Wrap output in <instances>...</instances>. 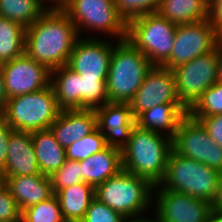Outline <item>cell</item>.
<instances>
[{
    "instance_id": "obj_1",
    "label": "cell",
    "mask_w": 222,
    "mask_h": 222,
    "mask_svg": "<svg viewBox=\"0 0 222 222\" xmlns=\"http://www.w3.org/2000/svg\"><path fill=\"white\" fill-rule=\"evenodd\" d=\"M78 38L74 23L62 9H47L26 28L25 53L52 71L67 65Z\"/></svg>"
},
{
    "instance_id": "obj_2",
    "label": "cell",
    "mask_w": 222,
    "mask_h": 222,
    "mask_svg": "<svg viewBox=\"0 0 222 222\" xmlns=\"http://www.w3.org/2000/svg\"><path fill=\"white\" fill-rule=\"evenodd\" d=\"M171 150V138L135 124L128 143L121 150L122 169L158 185L164 177Z\"/></svg>"
},
{
    "instance_id": "obj_3",
    "label": "cell",
    "mask_w": 222,
    "mask_h": 222,
    "mask_svg": "<svg viewBox=\"0 0 222 222\" xmlns=\"http://www.w3.org/2000/svg\"><path fill=\"white\" fill-rule=\"evenodd\" d=\"M222 174L194 159L171 150L163 179L155 190H172L215 203Z\"/></svg>"
},
{
    "instance_id": "obj_4",
    "label": "cell",
    "mask_w": 222,
    "mask_h": 222,
    "mask_svg": "<svg viewBox=\"0 0 222 222\" xmlns=\"http://www.w3.org/2000/svg\"><path fill=\"white\" fill-rule=\"evenodd\" d=\"M152 66L127 39L118 40L113 46L106 80L108 102L130 103Z\"/></svg>"
},
{
    "instance_id": "obj_5",
    "label": "cell",
    "mask_w": 222,
    "mask_h": 222,
    "mask_svg": "<svg viewBox=\"0 0 222 222\" xmlns=\"http://www.w3.org/2000/svg\"><path fill=\"white\" fill-rule=\"evenodd\" d=\"M153 191L149 180L122 169L95 188V198L127 218L144 215L143 211L151 205Z\"/></svg>"
},
{
    "instance_id": "obj_6",
    "label": "cell",
    "mask_w": 222,
    "mask_h": 222,
    "mask_svg": "<svg viewBox=\"0 0 222 222\" xmlns=\"http://www.w3.org/2000/svg\"><path fill=\"white\" fill-rule=\"evenodd\" d=\"M61 110L50 84L42 90L9 98L1 114L14 130L32 133L49 129Z\"/></svg>"
},
{
    "instance_id": "obj_7",
    "label": "cell",
    "mask_w": 222,
    "mask_h": 222,
    "mask_svg": "<svg viewBox=\"0 0 222 222\" xmlns=\"http://www.w3.org/2000/svg\"><path fill=\"white\" fill-rule=\"evenodd\" d=\"M177 24L170 22L157 12L136 16L127 21L126 39L153 66H162L171 55Z\"/></svg>"
},
{
    "instance_id": "obj_8",
    "label": "cell",
    "mask_w": 222,
    "mask_h": 222,
    "mask_svg": "<svg viewBox=\"0 0 222 222\" xmlns=\"http://www.w3.org/2000/svg\"><path fill=\"white\" fill-rule=\"evenodd\" d=\"M74 23L78 34L83 28L127 37V21L118 12L114 0H70L62 9Z\"/></svg>"
},
{
    "instance_id": "obj_9",
    "label": "cell",
    "mask_w": 222,
    "mask_h": 222,
    "mask_svg": "<svg viewBox=\"0 0 222 222\" xmlns=\"http://www.w3.org/2000/svg\"><path fill=\"white\" fill-rule=\"evenodd\" d=\"M172 150L222 174V147L214 142L202 123L188 113L172 138Z\"/></svg>"
},
{
    "instance_id": "obj_10",
    "label": "cell",
    "mask_w": 222,
    "mask_h": 222,
    "mask_svg": "<svg viewBox=\"0 0 222 222\" xmlns=\"http://www.w3.org/2000/svg\"><path fill=\"white\" fill-rule=\"evenodd\" d=\"M217 49L174 67L180 102L189 109L212 85L218 82Z\"/></svg>"
},
{
    "instance_id": "obj_11",
    "label": "cell",
    "mask_w": 222,
    "mask_h": 222,
    "mask_svg": "<svg viewBox=\"0 0 222 222\" xmlns=\"http://www.w3.org/2000/svg\"><path fill=\"white\" fill-rule=\"evenodd\" d=\"M221 36L208 19L178 24L170 58L162 65L173 69L213 51Z\"/></svg>"
},
{
    "instance_id": "obj_12",
    "label": "cell",
    "mask_w": 222,
    "mask_h": 222,
    "mask_svg": "<svg viewBox=\"0 0 222 222\" xmlns=\"http://www.w3.org/2000/svg\"><path fill=\"white\" fill-rule=\"evenodd\" d=\"M7 98L36 92L50 85L51 71L26 53L0 65Z\"/></svg>"
},
{
    "instance_id": "obj_13",
    "label": "cell",
    "mask_w": 222,
    "mask_h": 222,
    "mask_svg": "<svg viewBox=\"0 0 222 222\" xmlns=\"http://www.w3.org/2000/svg\"><path fill=\"white\" fill-rule=\"evenodd\" d=\"M164 103H181L172 69L152 66L129 103L135 119L144 111Z\"/></svg>"
},
{
    "instance_id": "obj_14",
    "label": "cell",
    "mask_w": 222,
    "mask_h": 222,
    "mask_svg": "<svg viewBox=\"0 0 222 222\" xmlns=\"http://www.w3.org/2000/svg\"><path fill=\"white\" fill-rule=\"evenodd\" d=\"M159 222H207L213 207L210 202L172 190L155 191Z\"/></svg>"
},
{
    "instance_id": "obj_15",
    "label": "cell",
    "mask_w": 222,
    "mask_h": 222,
    "mask_svg": "<svg viewBox=\"0 0 222 222\" xmlns=\"http://www.w3.org/2000/svg\"><path fill=\"white\" fill-rule=\"evenodd\" d=\"M112 51L110 41L81 37L72 49L67 66L82 78H107Z\"/></svg>"
},
{
    "instance_id": "obj_16",
    "label": "cell",
    "mask_w": 222,
    "mask_h": 222,
    "mask_svg": "<svg viewBox=\"0 0 222 222\" xmlns=\"http://www.w3.org/2000/svg\"><path fill=\"white\" fill-rule=\"evenodd\" d=\"M97 128L105 138L107 146L122 148L128 143L136 119L129 103L108 102L95 109Z\"/></svg>"
},
{
    "instance_id": "obj_17",
    "label": "cell",
    "mask_w": 222,
    "mask_h": 222,
    "mask_svg": "<svg viewBox=\"0 0 222 222\" xmlns=\"http://www.w3.org/2000/svg\"><path fill=\"white\" fill-rule=\"evenodd\" d=\"M50 129L57 142L66 149L97 129L96 111L85 108L62 109Z\"/></svg>"
},
{
    "instance_id": "obj_18",
    "label": "cell",
    "mask_w": 222,
    "mask_h": 222,
    "mask_svg": "<svg viewBox=\"0 0 222 222\" xmlns=\"http://www.w3.org/2000/svg\"><path fill=\"white\" fill-rule=\"evenodd\" d=\"M41 174L29 132L13 130L8 142L3 178Z\"/></svg>"
},
{
    "instance_id": "obj_19",
    "label": "cell",
    "mask_w": 222,
    "mask_h": 222,
    "mask_svg": "<svg viewBox=\"0 0 222 222\" xmlns=\"http://www.w3.org/2000/svg\"><path fill=\"white\" fill-rule=\"evenodd\" d=\"M3 179L21 212L55 195L49 176L37 174Z\"/></svg>"
},
{
    "instance_id": "obj_20",
    "label": "cell",
    "mask_w": 222,
    "mask_h": 222,
    "mask_svg": "<svg viewBox=\"0 0 222 222\" xmlns=\"http://www.w3.org/2000/svg\"><path fill=\"white\" fill-rule=\"evenodd\" d=\"M81 180L94 188L122 170L121 150L107 146L105 149L80 161Z\"/></svg>"
},
{
    "instance_id": "obj_21",
    "label": "cell",
    "mask_w": 222,
    "mask_h": 222,
    "mask_svg": "<svg viewBox=\"0 0 222 222\" xmlns=\"http://www.w3.org/2000/svg\"><path fill=\"white\" fill-rule=\"evenodd\" d=\"M187 112L182 103H164L142 112L136 118V125L160 134H163L161 130H166L165 135L172 139Z\"/></svg>"
},
{
    "instance_id": "obj_22",
    "label": "cell",
    "mask_w": 222,
    "mask_h": 222,
    "mask_svg": "<svg viewBox=\"0 0 222 222\" xmlns=\"http://www.w3.org/2000/svg\"><path fill=\"white\" fill-rule=\"evenodd\" d=\"M31 135L39 170L42 175L50 176L66 162V150L57 142L50 128Z\"/></svg>"
},
{
    "instance_id": "obj_23",
    "label": "cell",
    "mask_w": 222,
    "mask_h": 222,
    "mask_svg": "<svg viewBox=\"0 0 222 222\" xmlns=\"http://www.w3.org/2000/svg\"><path fill=\"white\" fill-rule=\"evenodd\" d=\"M61 109L81 108V76L67 65L51 71V82Z\"/></svg>"
},
{
    "instance_id": "obj_24",
    "label": "cell",
    "mask_w": 222,
    "mask_h": 222,
    "mask_svg": "<svg viewBox=\"0 0 222 222\" xmlns=\"http://www.w3.org/2000/svg\"><path fill=\"white\" fill-rule=\"evenodd\" d=\"M66 220L80 222L95 198V188L85 182L64 188L55 193Z\"/></svg>"
},
{
    "instance_id": "obj_25",
    "label": "cell",
    "mask_w": 222,
    "mask_h": 222,
    "mask_svg": "<svg viewBox=\"0 0 222 222\" xmlns=\"http://www.w3.org/2000/svg\"><path fill=\"white\" fill-rule=\"evenodd\" d=\"M205 0H161L157 13L175 24H187L208 19Z\"/></svg>"
},
{
    "instance_id": "obj_26",
    "label": "cell",
    "mask_w": 222,
    "mask_h": 222,
    "mask_svg": "<svg viewBox=\"0 0 222 222\" xmlns=\"http://www.w3.org/2000/svg\"><path fill=\"white\" fill-rule=\"evenodd\" d=\"M26 28L0 17V65L25 53Z\"/></svg>"
},
{
    "instance_id": "obj_27",
    "label": "cell",
    "mask_w": 222,
    "mask_h": 222,
    "mask_svg": "<svg viewBox=\"0 0 222 222\" xmlns=\"http://www.w3.org/2000/svg\"><path fill=\"white\" fill-rule=\"evenodd\" d=\"M47 9L41 0H0V17L15 21L25 28L32 25Z\"/></svg>"
},
{
    "instance_id": "obj_28",
    "label": "cell",
    "mask_w": 222,
    "mask_h": 222,
    "mask_svg": "<svg viewBox=\"0 0 222 222\" xmlns=\"http://www.w3.org/2000/svg\"><path fill=\"white\" fill-rule=\"evenodd\" d=\"M191 117H208L222 114V83L209 87L188 109Z\"/></svg>"
},
{
    "instance_id": "obj_29",
    "label": "cell",
    "mask_w": 222,
    "mask_h": 222,
    "mask_svg": "<svg viewBox=\"0 0 222 222\" xmlns=\"http://www.w3.org/2000/svg\"><path fill=\"white\" fill-rule=\"evenodd\" d=\"M22 222H61L64 220L57 197L29 206L21 213Z\"/></svg>"
},
{
    "instance_id": "obj_30",
    "label": "cell",
    "mask_w": 222,
    "mask_h": 222,
    "mask_svg": "<svg viewBox=\"0 0 222 222\" xmlns=\"http://www.w3.org/2000/svg\"><path fill=\"white\" fill-rule=\"evenodd\" d=\"M107 147L105 138L97 128L91 134L69 145L66 150L67 160L82 161Z\"/></svg>"
},
{
    "instance_id": "obj_31",
    "label": "cell",
    "mask_w": 222,
    "mask_h": 222,
    "mask_svg": "<svg viewBox=\"0 0 222 222\" xmlns=\"http://www.w3.org/2000/svg\"><path fill=\"white\" fill-rule=\"evenodd\" d=\"M106 80L81 77V108L96 109L108 103Z\"/></svg>"
},
{
    "instance_id": "obj_32",
    "label": "cell",
    "mask_w": 222,
    "mask_h": 222,
    "mask_svg": "<svg viewBox=\"0 0 222 222\" xmlns=\"http://www.w3.org/2000/svg\"><path fill=\"white\" fill-rule=\"evenodd\" d=\"M54 194L59 190L83 182L81 180L80 161L66 160V162L49 176Z\"/></svg>"
},
{
    "instance_id": "obj_33",
    "label": "cell",
    "mask_w": 222,
    "mask_h": 222,
    "mask_svg": "<svg viewBox=\"0 0 222 222\" xmlns=\"http://www.w3.org/2000/svg\"><path fill=\"white\" fill-rule=\"evenodd\" d=\"M118 12L128 21L136 16L156 12L161 0H114Z\"/></svg>"
},
{
    "instance_id": "obj_34",
    "label": "cell",
    "mask_w": 222,
    "mask_h": 222,
    "mask_svg": "<svg viewBox=\"0 0 222 222\" xmlns=\"http://www.w3.org/2000/svg\"><path fill=\"white\" fill-rule=\"evenodd\" d=\"M125 217L94 198L80 222H124Z\"/></svg>"
},
{
    "instance_id": "obj_35",
    "label": "cell",
    "mask_w": 222,
    "mask_h": 222,
    "mask_svg": "<svg viewBox=\"0 0 222 222\" xmlns=\"http://www.w3.org/2000/svg\"><path fill=\"white\" fill-rule=\"evenodd\" d=\"M21 213L8 187L3 183L0 186V222L22 219Z\"/></svg>"
},
{
    "instance_id": "obj_36",
    "label": "cell",
    "mask_w": 222,
    "mask_h": 222,
    "mask_svg": "<svg viewBox=\"0 0 222 222\" xmlns=\"http://www.w3.org/2000/svg\"><path fill=\"white\" fill-rule=\"evenodd\" d=\"M193 118L199 120L214 142L222 147V114Z\"/></svg>"
},
{
    "instance_id": "obj_37",
    "label": "cell",
    "mask_w": 222,
    "mask_h": 222,
    "mask_svg": "<svg viewBox=\"0 0 222 222\" xmlns=\"http://www.w3.org/2000/svg\"><path fill=\"white\" fill-rule=\"evenodd\" d=\"M14 129L0 113V171L2 172L7 158L9 137Z\"/></svg>"
},
{
    "instance_id": "obj_38",
    "label": "cell",
    "mask_w": 222,
    "mask_h": 222,
    "mask_svg": "<svg viewBox=\"0 0 222 222\" xmlns=\"http://www.w3.org/2000/svg\"><path fill=\"white\" fill-rule=\"evenodd\" d=\"M208 20L222 37V0H213L209 4Z\"/></svg>"
},
{
    "instance_id": "obj_39",
    "label": "cell",
    "mask_w": 222,
    "mask_h": 222,
    "mask_svg": "<svg viewBox=\"0 0 222 222\" xmlns=\"http://www.w3.org/2000/svg\"><path fill=\"white\" fill-rule=\"evenodd\" d=\"M217 49V71H218V82L222 83V37L219 39V41L216 44Z\"/></svg>"
},
{
    "instance_id": "obj_40",
    "label": "cell",
    "mask_w": 222,
    "mask_h": 222,
    "mask_svg": "<svg viewBox=\"0 0 222 222\" xmlns=\"http://www.w3.org/2000/svg\"><path fill=\"white\" fill-rule=\"evenodd\" d=\"M7 100H8V98H7V96L5 94V90H4L3 75H2L1 70H0V113L6 107Z\"/></svg>"
},
{
    "instance_id": "obj_41",
    "label": "cell",
    "mask_w": 222,
    "mask_h": 222,
    "mask_svg": "<svg viewBox=\"0 0 222 222\" xmlns=\"http://www.w3.org/2000/svg\"><path fill=\"white\" fill-rule=\"evenodd\" d=\"M207 222H222V211L217 210L213 206L207 218Z\"/></svg>"
},
{
    "instance_id": "obj_42",
    "label": "cell",
    "mask_w": 222,
    "mask_h": 222,
    "mask_svg": "<svg viewBox=\"0 0 222 222\" xmlns=\"http://www.w3.org/2000/svg\"><path fill=\"white\" fill-rule=\"evenodd\" d=\"M156 218L155 219H150V218H143L139 216H132V217H127L125 218L124 222H159V219L157 217V215L155 214Z\"/></svg>"
},
{
    "instance_id": "obj_43",
    "label": "cell",
    "mask_w": 222,
    "mask_h": 222,
    "mask_svg": "<svg viewBox=\"0 0 222 222\" xmlns=\"http://www.w3.org/2000/svg\"><path fill=\"white\" fill-rule=\"evenodd\" d=\"M43 4H45L44 0H41ZM48 2H52V5H48V9H63L65 5L70 1V0H47ZM54 3V5H53Z\"/></svg>"
},
{
    "instance_id": "obj_44",
    "label": "cell",
    "mask_w": 222,
    "mask_h": 222,
    "mask_svg": "<svg viewBox=\"0 0 222 222\" xmlns=\"http://www.w3.org/2000/svg\"><path fill=\"white\" fill-rule=\"evenodd\" d=\"M213 206L217 209L222 211V179H221V183L219 185V192H218V197L215 201V203L213 204Z\"/></svg>"
},
{
    "instance_id": "obj_45",
    "label": "cell",
    "mask_w": 222,
    "mask_h": 222,
    "mask_svg": "<svg viewBox=\"0 0 222 222\" xmlns=\"http://www.w3.org/2000/svg\"><path fill=\"white\" fill-rule=\"evenodd\" d=\"M4 183L2 172L0 171V186Z\"/></svg>"
},
{
    "instance_id": "obj_46",
    "label": "cell",
    "mask_w": 222,
    "mask_h": 222,
    "mask_svg": "<svg viewBox=\"0 0 222 222\" xmlns=\"http://www.w3.org/2000/svg\"><path fill=\"white\" fill-rule=\"evenodd\" d=\"M9 222H22V219L12 220V221H9Z\"/></svg>"
},
{
    "instance_id": "obj_47",
    "label": "cell",
    "mask_w": 222,
    "mask_h": 222,
    "mask_svg": "<svg viewBox=\"0 0 222 222\" xmlns=\"http://www.w3.org/2000/svg\"><path fill=\"white\" fill-rule=\"evenodd\" d=\"M61 222H76V221H72V220H66V219H64V220H62Z\"/></svg>"
},
{
    "instance_id": "obj_48",
    "label": "cell",
    "mask_w": 222,
    "mask_h": 222,
    "mask_svg": "<svg viewBox=\"0 0 222 222\" xmlns=\"http://www.w3.org/2000/svg\"><path fill=\"white\" fill-rule=\"evenodd\" d=\"M207 3H208V5L213 1V0H205Z\"/></svg>"
}]
</instances>
